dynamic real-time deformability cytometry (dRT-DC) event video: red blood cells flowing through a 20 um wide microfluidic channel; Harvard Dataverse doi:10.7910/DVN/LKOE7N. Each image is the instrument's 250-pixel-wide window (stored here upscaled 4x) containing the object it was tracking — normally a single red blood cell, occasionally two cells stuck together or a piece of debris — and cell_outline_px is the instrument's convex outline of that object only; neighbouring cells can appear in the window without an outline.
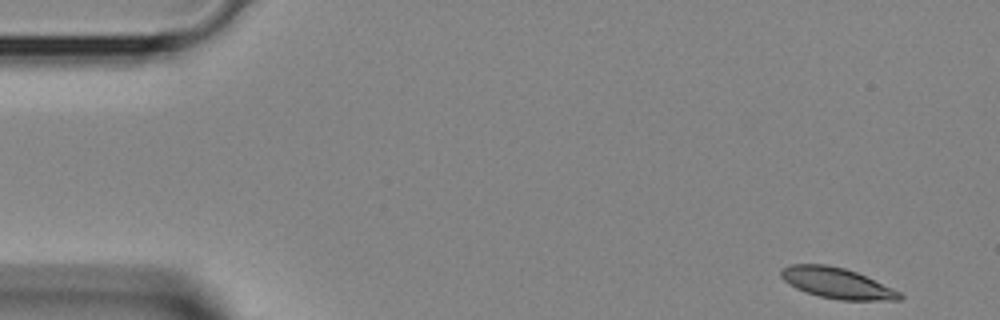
{"species": "Egyptian fruit bat (a non-hibernating species)", "species_latin": "Rousettus aegyptiacus", "temperature_condition": "room temperature", "stored_images_in_passage": 41, "camera_frame_rate_fps": 3000, "um_per_image_px": 0.085, "animal": {"sex": "female"}, "frame": {"image": 1, "passage_image": 1, "time_ms": 0.0, "image_size_px": [1000, 320], "cell_outline_px": [[904, 296], [900, 300], [840, 300], [820, 296], [796, 288], [788, 284], [780, 276], [780, 272], [784, 268], [792, 264], [828, 264], [844, 268], [856, 272], [892, 288], [900, 292]], "centroid_in_image_um": [71.14, 24.06], "position_along_channel_um": 13.9, "area_um2": 20.98}}
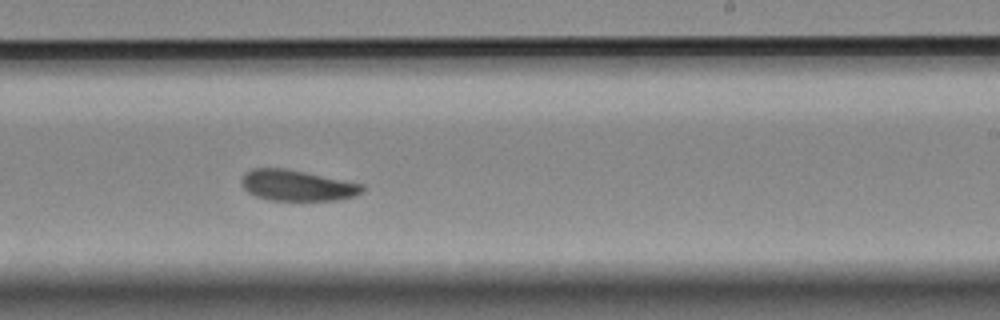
{"frame": {"image": 2, "passage_image": 24, "time_ms": 7.667, "image_size_px": [1000, 320], "cell_outline_px": [[364, 188], [356, 196], [340, 200], [268, 200], [256, 196], [248, 192], [244, 188], [240, 180], [244, 172], [252, 168], [284, 168], [364, 184]], "centroid_in_image_um": [25.23, 15.76], "position_along_channel_um": 263.8, "area_um2": 21.73}}
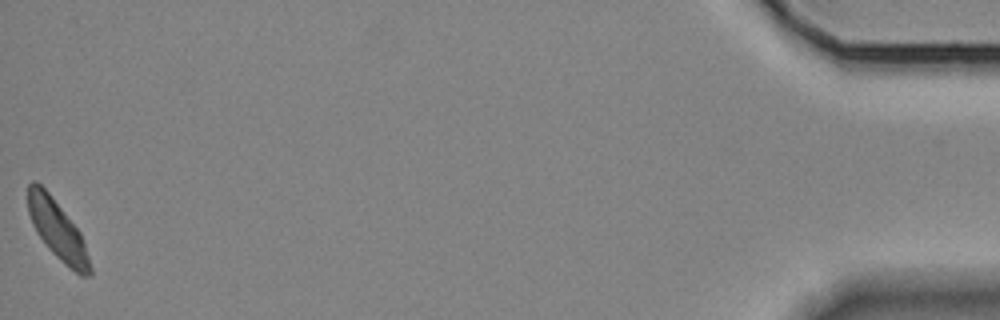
{"frame": {"image": 3, "passage_image": 41, "time_ms": 13.333, "image_size_px": [1000, 320], "cell_outline_px": [[92, 276], [80, 276], [64, 264], [48, 248], [36, 232], [32, 224], [28, 212], [28, 184], [32, 180], [36, 180], [48, 192], [80, 232], [92, 268]], "centroid_in_image_um": [4.88, 19.57], "position_along_channel_um": 430.3, "area_um2": 21.15}}